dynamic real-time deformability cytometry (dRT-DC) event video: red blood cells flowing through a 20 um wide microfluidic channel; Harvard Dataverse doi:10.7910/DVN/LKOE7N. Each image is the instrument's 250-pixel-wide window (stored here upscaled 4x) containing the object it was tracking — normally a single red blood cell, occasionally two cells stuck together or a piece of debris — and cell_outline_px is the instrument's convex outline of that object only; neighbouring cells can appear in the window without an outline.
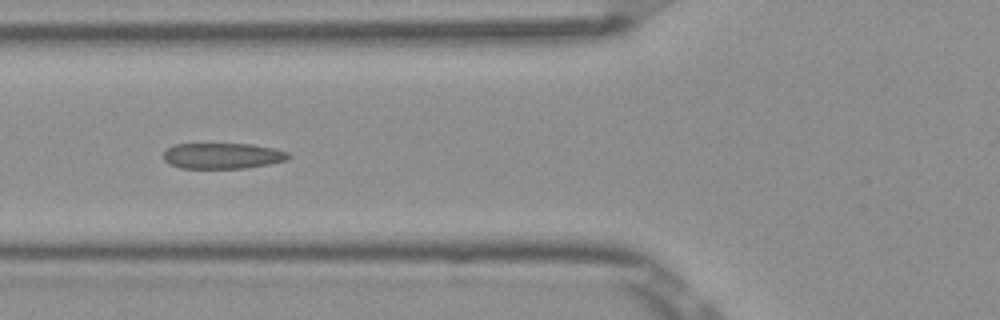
{"species": "Egyptian fruit bat (a non-hibernating species)", "species_latin": "Rousettus aegyptiacus", "temperature_condition": "room temperature", "stored_images_in_passage": 8, "camera_frame_rate_fps": 3000, "um_per_image_px": 0.085, "frame": {"image": 1, "passage_image": 6, "time_ms": 1.667, "image_size_px": [1000, 320], "cell_outline_px": [[292, 156], [288, 160], [268, 164], [244, 168], [180, 168], [168, 164], [164, 160], [164, 152], [172, 144], [252, 144], [272, 148], [288, 152]], "centroid_in_image_um": [18.91, 13.24], "position_along_channel_um": 106.9, "area_um2": 18.84}}
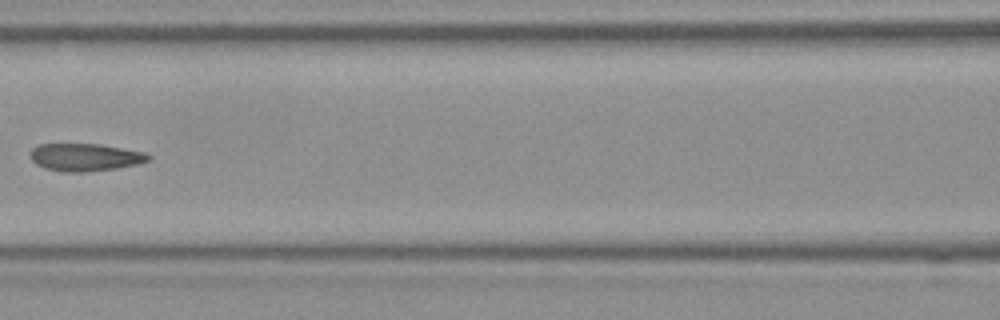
{"frame": {"image": 2, "passage_image": 7, "time_ms": 2.0, "image_size_px": [1000, 320], "cell_outline_px": [[152, 156], [148, 160], [136, 164], [116, 168], [84, 172], [64, 172], [44, 168], [36, 164], [32, 160], [32, 148], [40, 144], [100, 144], [144, 152]], "centroid_in_image_um": [7.23, 13.36], "position_along_channel_um": 159.4, "area_um2": 18.79}}
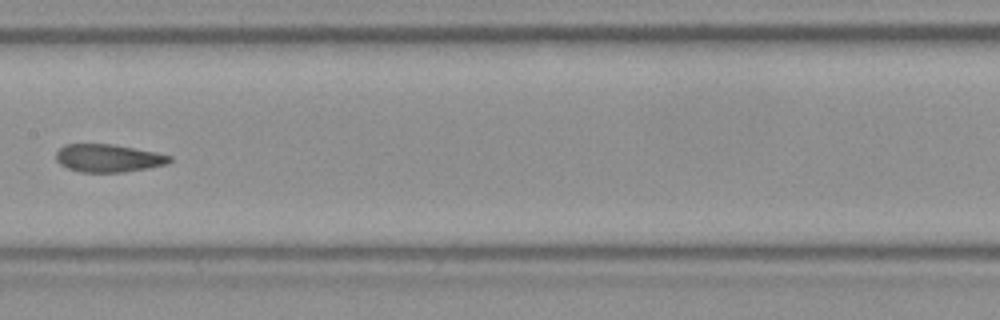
{"frame": {"image": 3, "passage_image": 8, "time_ms": 2.333, "image_size_px": [1000, 320], "cell_outline_px": [[172, 160], [168, 164], [148, 168], [124, 172], [80, 172], [68, 168], [60, 164], [56, 160], [56, 152], [64, 144], [112, 144], [156, 152], [172, 156]], "centroid_in_image_um": [9.21, 13.44], "position_along_channel_um": 198.2, "area_um2": 18.5}}